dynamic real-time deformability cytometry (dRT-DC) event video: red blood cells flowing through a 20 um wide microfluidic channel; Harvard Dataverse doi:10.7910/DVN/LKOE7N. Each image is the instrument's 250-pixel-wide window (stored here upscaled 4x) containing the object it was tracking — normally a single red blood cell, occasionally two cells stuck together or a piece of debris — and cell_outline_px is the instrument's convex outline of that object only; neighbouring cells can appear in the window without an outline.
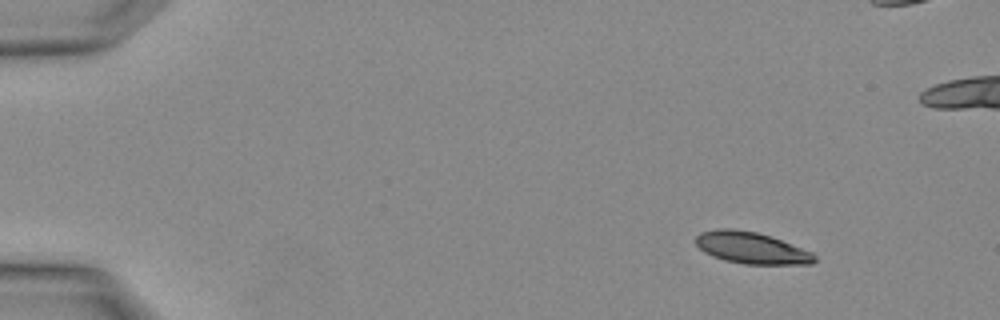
{"species": "Egyptian fruit bat (a non-hibernating species)", "species_latin": "Rousettus aegyptiacus", "temperature_condition": "warm", "stored_images_in_passage": 4, "camera_frame_rate_fps": 3000, "um_per_image_px": 0.085, "animal": {"sex": "female"}, "frame": {"image": 1, "passage_image": 2, "time_ms": 0.333, "image_size_px": [1000, 320], "cell_outline_px": [[816, 260], [812, 264], [744, 264], [724, 260], [712, 256], [704, 252], [696, 244], [696, 236], [700, 232], [716, 228], [732, 228], [756, 232], [780, 240], [812, 252], [816, 256]], "centroid_in_image_um": [63.84, 21.07], "position_along_channel_um": 21.2, "area_um2": 21.79}}